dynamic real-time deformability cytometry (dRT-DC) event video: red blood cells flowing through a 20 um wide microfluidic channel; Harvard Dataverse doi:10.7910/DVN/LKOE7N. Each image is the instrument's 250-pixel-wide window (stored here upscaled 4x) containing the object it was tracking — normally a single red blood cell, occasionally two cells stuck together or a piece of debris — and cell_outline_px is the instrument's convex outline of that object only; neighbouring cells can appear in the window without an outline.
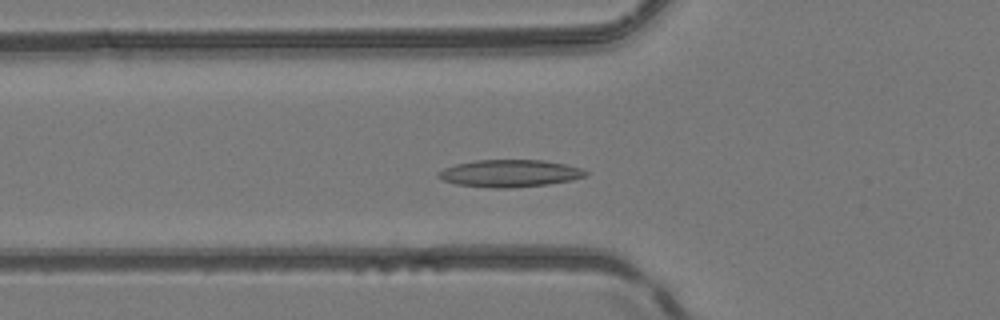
{"species": "common noctule bat (a hibernating species)", "species_latin": "Nyctalus noctula", "temperature_condition": "room temperature", "stored_images_in_passage": 45, "camera_frame_rate_fps": 3000, "um_per_image_px": 0.085, "animal": {"sex": "female", "body_mass_g": 24.6, "forearm_length_mm": 56.2}, "frame": {"image": 1, "passage_image": 13, "time_ms": 4.0, "image_size_px": [1000, 320], "cell_outline_px": [[588, 176], [572, 180], [548, 184], [508, 188], [492, 188], [456, 184], [444, 180], [436, 176], [436, 172], [444, 168], [456, 164], [476, 160], [544, 160], [564, 164], [580, 168], [588, 172]], "centroid_in_image_um": [43.32, 14.73], "position_along_channel_um": 82.5, "area_um2": 23.41}}
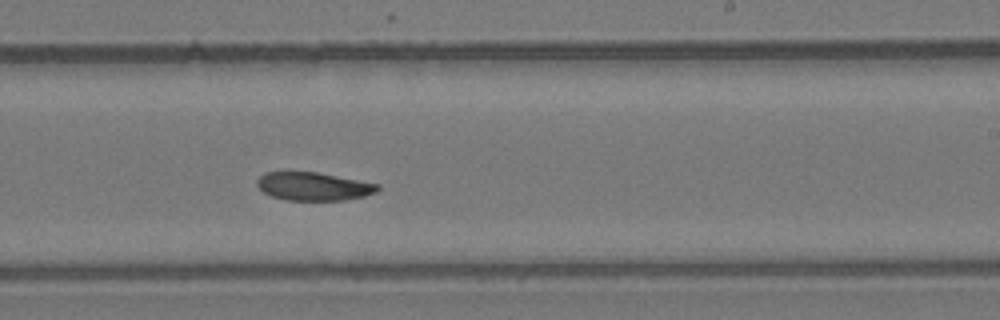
{"frame": {"image": 2, "passage_image": 26, "time_ms": 8.333, "image_size_px": [1000, 320], "cell_outline_px": [[380, 188], [376, 192], [364, 196], [344, 200], [284, 200], [272, 196], [264, 192], [256, 184], [256, 180], [264, 172], [316, 172], [380, 184]], "centroid_in_image_um": [26.64, 15.84], "position_along_channel_um": 262.4, "area_um2": 19.77}}
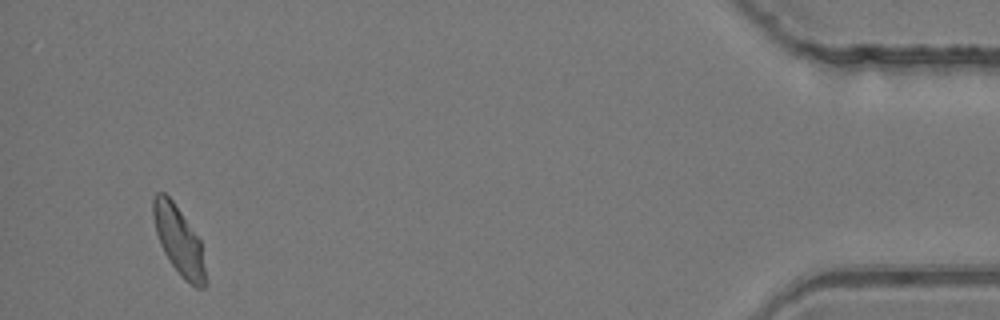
{"frame": {"image": 3, "passage_image": 43, "time_ms": 14.0, "image_size_px": [1000, 320], "cell_outline_px": [[204, 288], [196, 288], [184, 280], [180, 276], [164, 252], [160, 244], [156, 232], [152, 216], [152, 196], [156, 192], [164, 192], [172, 200], [200, 240], [204, 268]], "centroid_in_image_um": [15.15, 20.41], "position_along_channel_um": 420.1, "area_um2": 20.46}, "authors_computed_cell_mechanics": {"area_um2": 21.3282, "velocity_mm_per_s": 4.149, "shape_relaxation_time_tau1_ms": 10.2283, "shape_relaxation_time_tau2_ms": null, "deformation_change_tau1": 0.1984, "deformation_change_tau2": null}}